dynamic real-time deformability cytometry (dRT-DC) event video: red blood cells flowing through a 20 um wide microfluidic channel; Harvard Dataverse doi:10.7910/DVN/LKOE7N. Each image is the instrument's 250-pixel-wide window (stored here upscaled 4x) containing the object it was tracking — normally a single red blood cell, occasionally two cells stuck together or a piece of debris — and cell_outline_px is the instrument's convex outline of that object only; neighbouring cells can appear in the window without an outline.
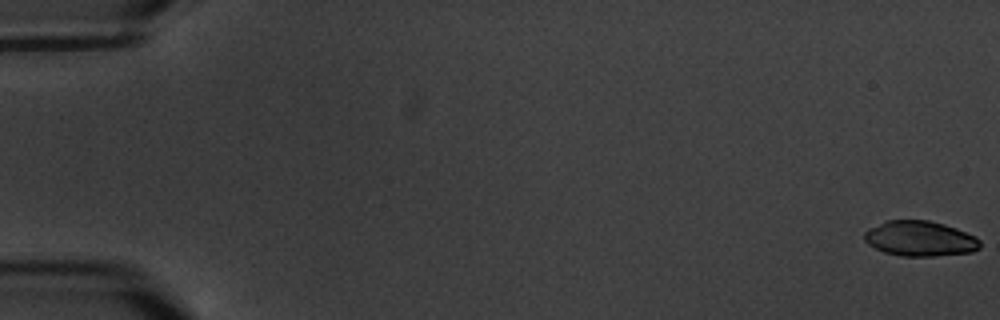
{"species": "common noctule bat (a hibernating species)", "species_latin": "Nyctalus noctula", "temperature_condition": "warm", "stored_images_in_passage": 6, "camera_frame_rate_fps": 3000, "um_per_image_px": 0.085, "animal": {"sex": "male", "body_mass_g": 20.1, "forearm_length_mm": 53.5}, "frame": {"image": 1, "passage_image": 1, "time_ms": 0.0, "image_size_px": [1000, 320], "cell_outline_px": [[980, 248], [972, 252], [936, 256], [900, 256], [884, 252], [868, 244], [864, 240], [864, 232], [868, 228], [884, 220], [928, 220], [944, 224], [956, 228], [976, 236], [980, 240]], "centroid_in_image_um": [78.19, 20.28], "position_along_channel_um": 6.8, "area_um2": 23.99}}